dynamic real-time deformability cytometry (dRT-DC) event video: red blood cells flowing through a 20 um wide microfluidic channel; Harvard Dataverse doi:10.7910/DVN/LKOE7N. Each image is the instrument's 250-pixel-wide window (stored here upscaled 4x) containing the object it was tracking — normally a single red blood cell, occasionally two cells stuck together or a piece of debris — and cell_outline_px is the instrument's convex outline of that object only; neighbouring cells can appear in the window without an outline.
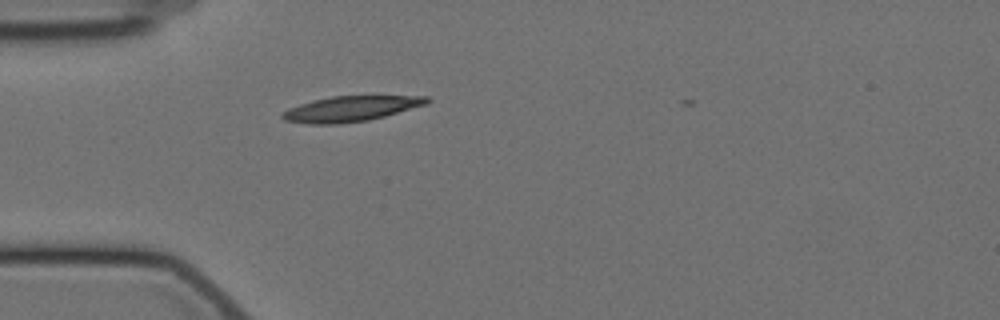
{"species": "Egyptian fruit bat (a non-hibernating species)", "species_latin": "Rousettus aegyptiacus", "temperature_condition": "cold", "stored_images_in_passage": 37, "camera_frame_rate_fps": 3000, "um_per_image_px": 0.085, "animal": {"sex": "female"}, "frame": {"image": 1, "passage_image": 1, "time_ms": 0.0, "image_size_px": [1000, 320], "cell_outline_px": [[432, 100], [428, 104], [384, 116], [368, 120], [336, 124], [308, 124], [284, 120], [280, 116], [280, 112], [288, 108], [312, 100], [332, 96], [428, 96]], "centroid_in_image_um": [29.79, 9.24], "position_along_channel_um": 55.2, "area_um2": 21.44}}
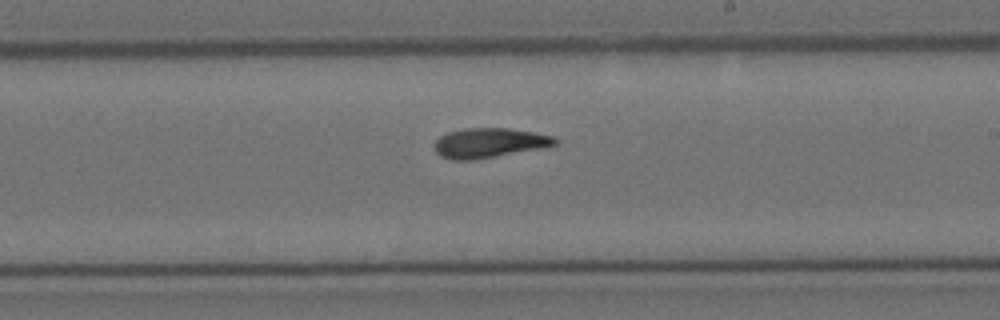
{"frame": {"image": 2, "passage_image": 18, "time_ms": 5.667, "image_size_px": [1000, 320], "cell_outline_px": [[560, 140], [556, 144], [544, 148], [472, 160], [452, 160], [440, 156], [436, 152], [436, 140], [440, 136], [448, 132], [464, 128], [508, 128], [532, 132], [552, 136]], "centroid_in_image_um": [41.6, 12.15], "position_along_channel_um": 247.4, "area_um2": 20.81}}
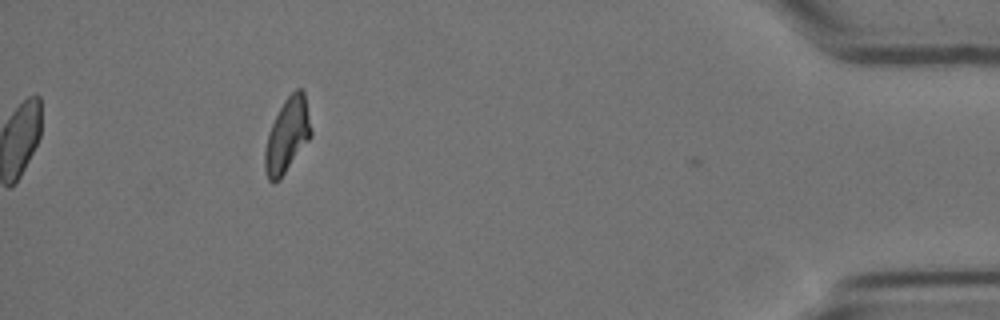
{"frame": {"image": 3, "passage_image": 37, "time_ms": 12.0, "image_size_px": [1000, 320], "cell_outline_px": [[312, 136], [280, 180], [272, 184], [268, 180], [264, 168], [264, 152], [268, 136], [272, 124], [284, 100], [296, 88], [304, 88], [312, 132]], "centroid_in_image_um": [24.43, 11.52], "position_along_channel_um": 410.8, "area_um2": 20.11}, "authors_computed_cell_mechanics": {"area_um2": 20.6924, "velocity_mm_per_s": 3.5084, "shape_relaxation_time_tau1_ms": 7.2398, "shape_relaxation_time_tau2_ms": 3.3509, "deformation_change_tau1": 0.1923, "deformation_change_tau2": 0.0989}}